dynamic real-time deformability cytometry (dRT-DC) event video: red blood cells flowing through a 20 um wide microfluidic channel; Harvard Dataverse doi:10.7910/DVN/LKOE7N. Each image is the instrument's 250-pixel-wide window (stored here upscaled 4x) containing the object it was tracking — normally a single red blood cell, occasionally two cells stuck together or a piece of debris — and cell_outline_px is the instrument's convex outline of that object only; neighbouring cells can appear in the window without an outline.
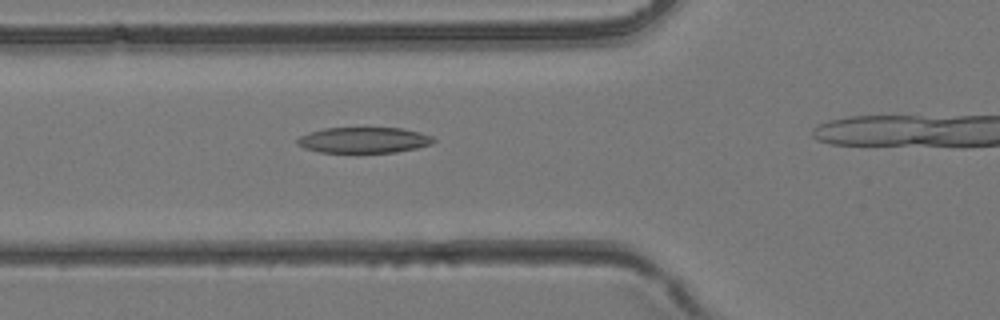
{"species": "common noctule bat (a hibernating species)", "species_latin": "Nyctalus noctula", "temperature_condition": "room temperature", "stored_images_in_passage": 23, "camera_frame_rate_fps": 3000, "um_per_image_px": 0.085, "animal": {"sex": "female", "body_mass_g": 24.6, "forearm_length_mm": 56.2}, "frame": {"image": 1, "passage_image": 4, "time_ms": 1.0, "image_size_px": [1000, 320], "cell_outline_px": [[436, 140], [432, 144], [416, 148], [396, 152], [320, 152], [304, 148], [296, 144], [296, 140], [300, 136], [308, 132], [324, 128], [400, 128], [420, 132], [432, 136]], "centroid_in_image_um": [30.91, 11.9], "position_along_channel_um": 94.9, "area_um2": 20.46}}
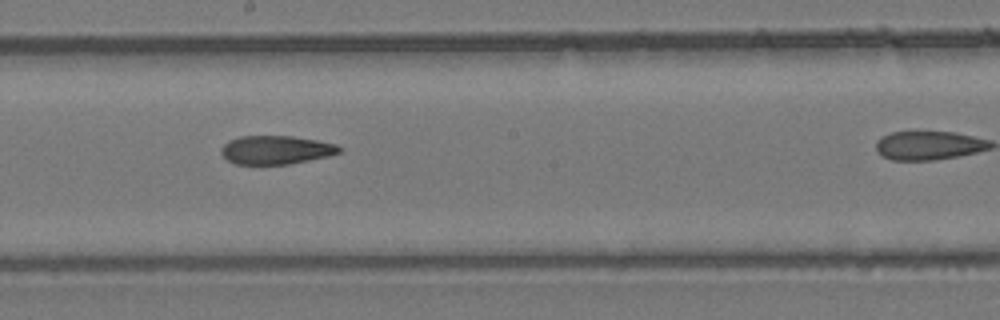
{"frame": {"image": 2, "passage_image": 12, "time_ms": 3.667, "image_size_px": [1000, 320], "cell_outline_px": [[344, 148], [340, 152], [328, 156], [288, 164], [236, 164], [228, 160], [220, 152], [220, 148], [228, 140], [240, 136], [292, 136], [316, 140], [336, 144]], "centroid_in_image_um": [23.45, 12.73], "position_along_channel_um": 224.8, "area_um2": 19.65}}
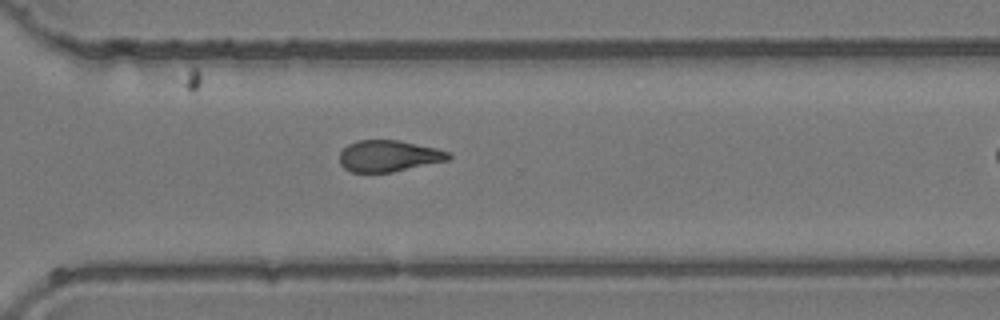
{"frame": {"image": 3, "passage_image": 19, "time_ms": 6.0, "image_size_px": [1000, 320], "cell_outline_px": [[452, 156], [448, 160], [392, 172], [352, 172], [344, 168], [340, 164], [340, 152], [348, 144], [360, 140], [396, 140], [436, 148], [452, 152]], "centroid_in_image_um": [33.05, 13.26], "position_along_channel_um": 337.6, "area_um2": 19.83}}